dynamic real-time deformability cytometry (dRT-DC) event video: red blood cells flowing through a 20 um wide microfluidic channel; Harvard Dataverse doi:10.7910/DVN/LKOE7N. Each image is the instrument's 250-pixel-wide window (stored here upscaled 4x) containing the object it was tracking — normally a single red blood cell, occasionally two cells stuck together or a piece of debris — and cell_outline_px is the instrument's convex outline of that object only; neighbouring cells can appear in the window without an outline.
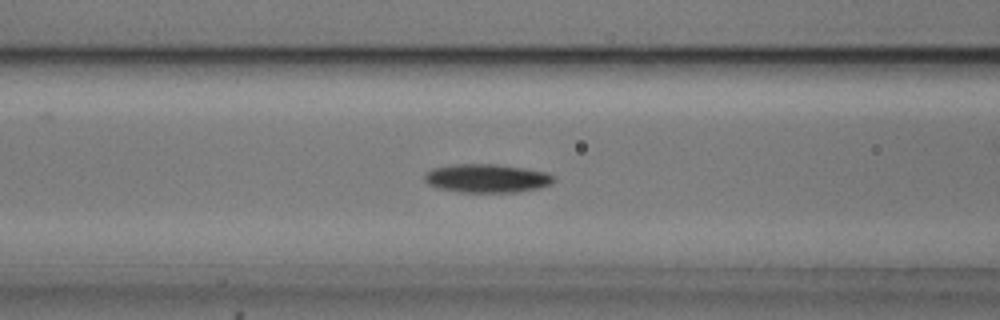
{"species": "common noctule bat (a hibernating species)", "species_latin": "Nyctalus noctula", "temperature_condition": "cold", "stored_images_in_passage": 53, "camera_frame_rate_fps": 3000, "um_per_image_px": 0.085, "animal": {"sex": "male", "body_mass_g": 20.5, "forearm_length_mm": 52.5}, "frame": {"image": 1, "passage_image": 22, "time_ms": 7.0, "image_size_px": [1000, 320], "cell_outline_px": [[556, 180], [552, 184], [540, 188], [516, 192], [460, 192], [436, 188], [428, 184], [424, 180], [424, 172], [432, 168], [452, 164], [496, 164], [524, 168], [548, 172], [556, 176]], "centroid_in_image_um": [41.39, 15.15], "position_along_channel_um": 125.2, "area_um2": 21.91}}
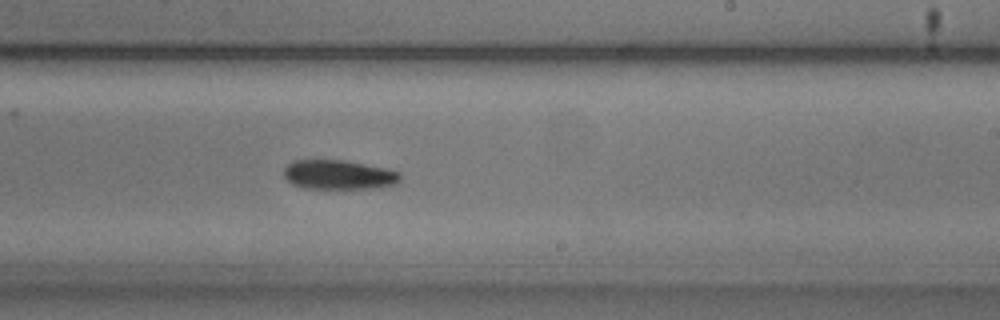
{"frame": {"image": 2, "passage_image": 33, "time_ms": 10.667, "image_size_px": [1000, 320], "cell_outline_px": [[400, 180], [396, 184], [380, 188], [304, 188], [292, 184], [284, 176], [284, 168], [292, 160], [344, 160], [384, 168], [400, 172]], "centroid_in_image_um": [28.79, 14.85], "position_along_channel_um": 260.2, "area_um2": 19.88}}
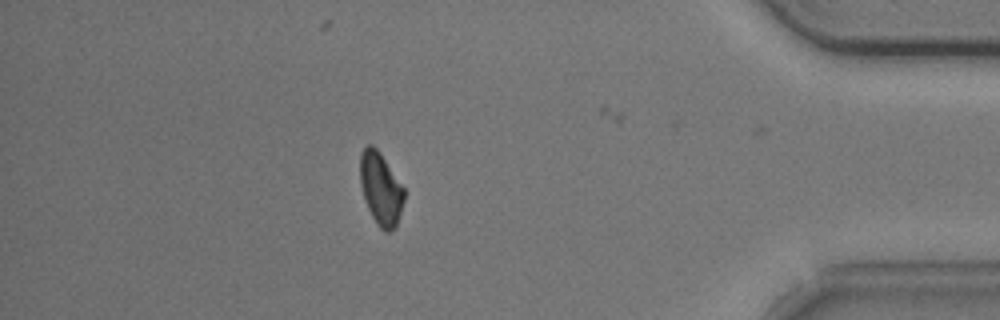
{"frame": {"image": 3, "passage_image": 48, "time_ms": 15.667, "image_size_px": [1000, 320], "cell_outline_px": [[404, 200], [396, 228], [388, 232], [384, 232], [376, 224], [364, 200], [360, 184], [360, 152], [368, 144], [372, 144], [380, 152], [404, 188]], "centroid_in_image_um": [32.35, 16.05], "position_along_channel_um": 402.8, "area_um2": 18.73}}